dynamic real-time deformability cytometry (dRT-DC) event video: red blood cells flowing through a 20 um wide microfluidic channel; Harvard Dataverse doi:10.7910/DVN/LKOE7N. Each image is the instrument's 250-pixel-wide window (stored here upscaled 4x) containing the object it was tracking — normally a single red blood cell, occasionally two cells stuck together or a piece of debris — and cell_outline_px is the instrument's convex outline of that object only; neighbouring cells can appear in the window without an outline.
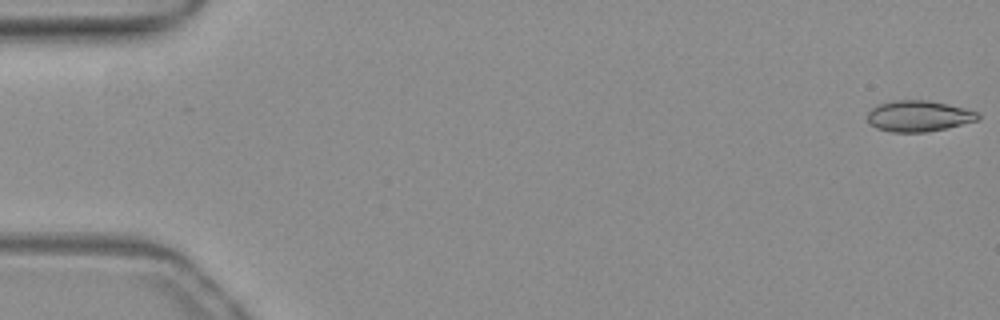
{"species": "common noctule bat (a hibernating species)", "species_latin": "Nyctalus noctula", "temperature_condition": "warm", "stored_images_in_passage": 53, "camera_frame_rate_fps": 3000, "um_per_image_px": 0.085, "animal": {"sex": "female", "body_mass_g": 19.3, "forearm_length_mm": 54.1}, "frame": {"image": 1, "passage_image": 1, "time_ms": 0.0, "image_size_px": [1000, 320], "cell_outline_px": [[980, 120], [928, 132], [892, 132], [876, 128], [868, 124], [868, 112], [872, 108], [880, 104], [892, 100], [928, 100], [948, 104], [964, 108], [976, 112], [980, 116]], "centroid_in_image_um": [78.07, 9.87], "position_along_channel_um": 6.9, "area_um2": 20.0}}
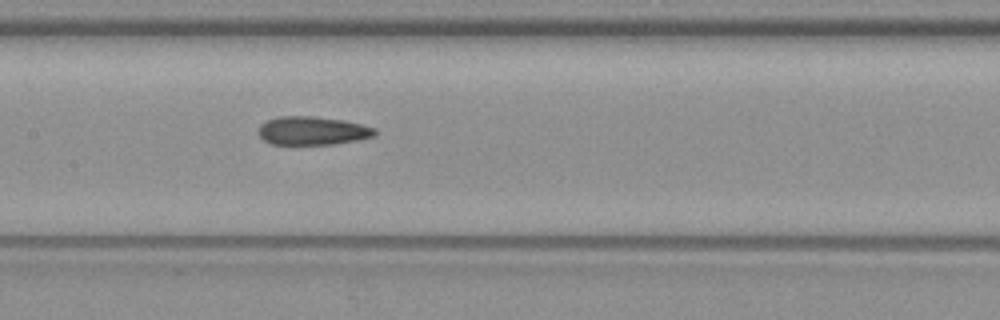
{"frame": {"image": 2, "passage_image": 26, "time_ms": 8.333, "image_size_px": [1000, 320], "cell_outline_px": [[376, 136], [356, 140], [332, 144], [272, 144], [264, 140], [256, 132], [260, 124], [268, 120], [280, 116], [312, 116], [344, 120], [376, 128]], "centroid_in_image_um": [26.54, 11.11], "position_along_channel_um": 180.9, "area_um2": 19.31}}
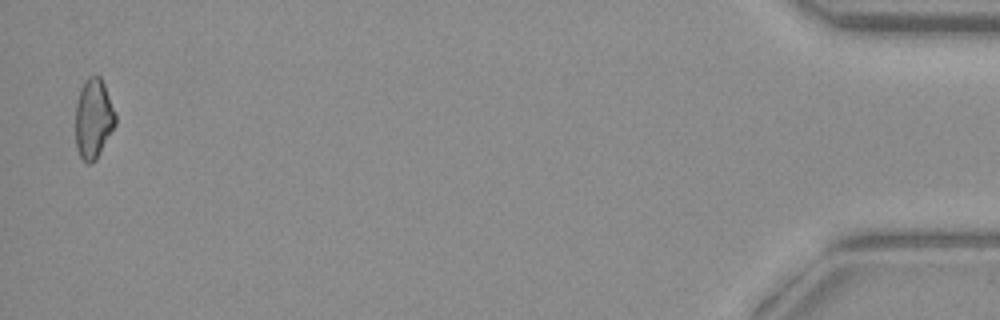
{"frame": {"image": 3, "passage_image": 52, "time_ms": 17.0, "image_size_px": [1000, 320], "cell_outline_px": [[116, 124], [96, 160], [88, 164], [80, 156], [76, 148], [76, 104], [80, 88], [84, 80], [88, 76], [100, 76], [104, 84], [116, 116]], "centroid_in_image_um": [7.94, 10.08], "position_along_channel_um": 427.3, "area_um2": 18.5}}